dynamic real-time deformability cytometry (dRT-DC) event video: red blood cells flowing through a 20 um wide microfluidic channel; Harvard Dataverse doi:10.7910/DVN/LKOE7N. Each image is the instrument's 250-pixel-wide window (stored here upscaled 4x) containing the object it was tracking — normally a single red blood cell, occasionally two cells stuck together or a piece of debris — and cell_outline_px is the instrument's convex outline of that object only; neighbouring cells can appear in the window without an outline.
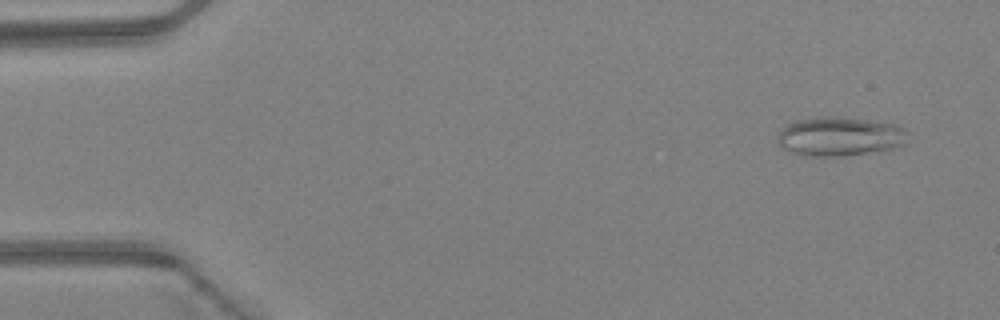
{"species": "Egyptian fruit bat (a non-hibernating species)", "species_latin": "Rousettus aegyptiacus", "temperature_condition": "warm", "stored_images_in_passage": 46, "camera_frame_rate_fps": 3000, "um_per_image_px": 0.085, "animal": {"sex": "female"}, "frame": {"image": 1, "passage_image": 3, "time_ms": 0.667, "image_size_px": [1000, 320], "cell_outline_px": [[908, 132], [904, 144], [892, 148], [844, 156], [804, 156], [784, 148], [780, 144], [776, 136], [780, 128], [796, 120], [864, 120], [896, 124], [904, 128]], "centroid_in_image_um": [71.38, 11.65], "position_along_channel_um": 13.6, "area_um2": 28.32}}
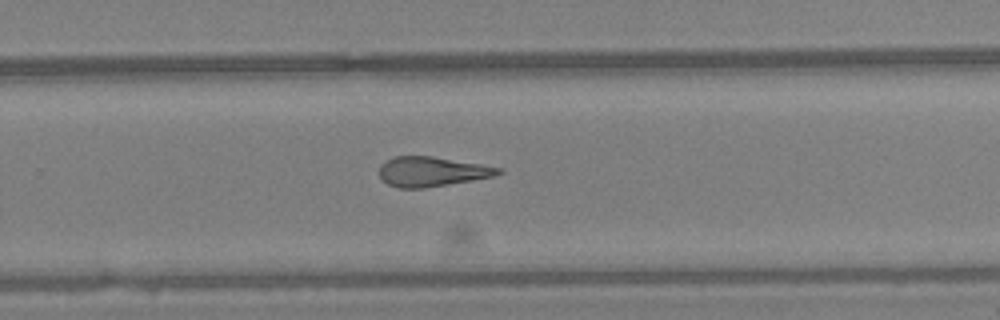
{"frame": {"image": 2, "passage_image": 30, "time_ms": 9.667, "image_size_px": [1000, 320], "cell_outline_px": [[504, 172], [496, 176], [424, 188], [400, 188], [388, 184], [380, 176], [380, 164], [396, 156], [432, 156], [480, 164], [500, 168]], "centroid_in_image_um": [36.72, 14.58], "position_along_channel_um": 293.1, "area_um2": 20.4}}
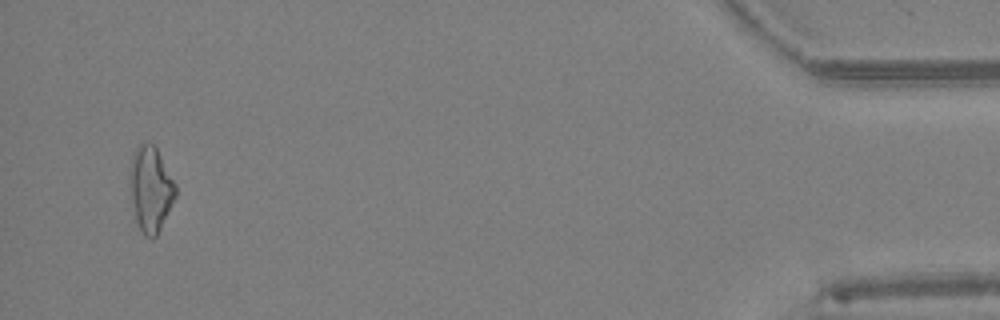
{"frame": {"image": 3, "passage_image": 44, "time_ms": 14.333, "image_size_px": [1000, 320], "cell_outline_px": [[176, 196], [156, 236], [152, 240], [144, 236], [136, 224], [128, 176], [128, 172], [132, 152], [140, 144], [148, 140], [156, 148], [176, 184]], "centroid_in_image_um": [12.77, 16.05], "position_along_channel_um": 422.4, "area_um2": 22.95}, "authors_computed_cell_mechanics": {"area_um2": 21.8484, "velocity_mm_per_s": 4.4636, "shape_relaxation_time_tau1_ms": null, "shape_relaxation_time_tau2_ms": 3.2783, "deformation_change_tau1": null, "deformation_change_tau2": 0.1592}}